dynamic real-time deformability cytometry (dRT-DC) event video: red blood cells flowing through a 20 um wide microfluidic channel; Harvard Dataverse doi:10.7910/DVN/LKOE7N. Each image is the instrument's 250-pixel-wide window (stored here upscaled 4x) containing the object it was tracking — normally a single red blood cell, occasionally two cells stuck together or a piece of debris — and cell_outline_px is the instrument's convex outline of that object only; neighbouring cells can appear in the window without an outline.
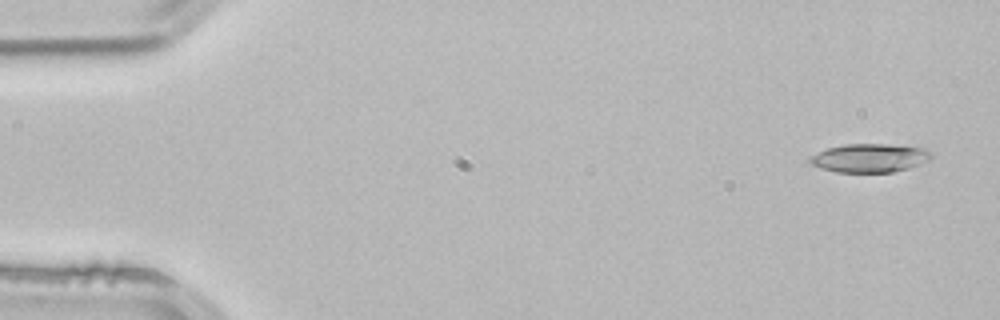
{"species": "common noctule bat (a hibernating species)", "species_latin": "Nyctalus noctula", "temperature_condition": "room temperature", "stored_images_in_passage": 4, "camera_frame_rate_fps": 3000, "um_per_image_px": 0.085, "animal": {"sex": "male", "body_mass_g": 21.5, "forearm_length_mm": 52.0}, "frame": {"image": 1, "passage_image": 1, "time_ms": 0.0, "image_size_px": [1000, 320], "cell_outline_px": [[932, 160], [908, 168], [892, 172], [836, 172], [820, 168], [812, 164], [808, 160], [812, 156], [828, 148], [844, 144], [888, 144], [924, 148], [932, 152]], "centroid_in_image_um": [73.97, 13.43], "position_along_channel_um": 11.0, "area_um2": 20.17}}
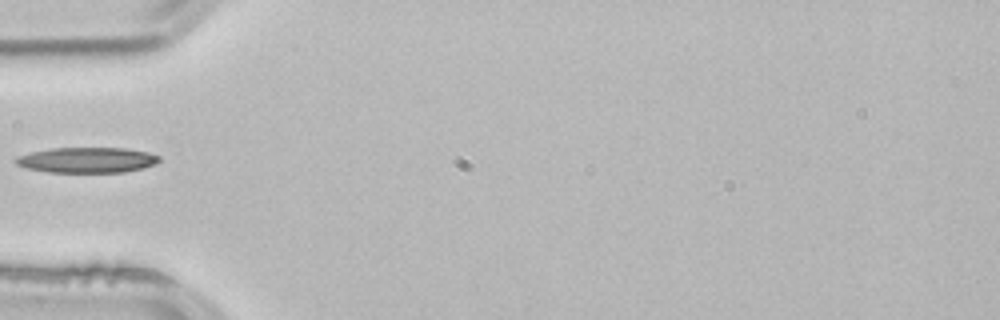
{"frame": {"image": 2, "passage_image": 4, "time_ms": 1.0, "image_size_px": [1000, 320], "cell_outline_px": [[160, 160], [156, 164], [144, 168], [124, 172], [48, 172], [28, 168], [16, 164], [12, 160], [16, 156], [32, 152], [52, 148], [124, 148], [148, 152], [160, 156]], "centroid_in_image_um": [7.4, 13.6], "position_along_channel_um": 77.6, "area_um2": 21.33}}